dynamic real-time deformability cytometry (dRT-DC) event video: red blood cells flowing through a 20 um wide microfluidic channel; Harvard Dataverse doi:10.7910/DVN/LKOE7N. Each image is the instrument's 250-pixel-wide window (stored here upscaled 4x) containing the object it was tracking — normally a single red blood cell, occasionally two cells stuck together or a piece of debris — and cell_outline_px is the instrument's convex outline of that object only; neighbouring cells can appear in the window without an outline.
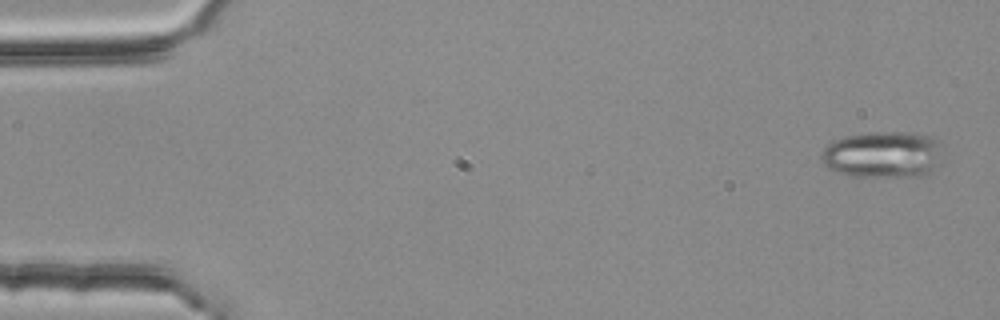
{"species": "common noctule bat (a hibernating species)", "species_latin": "Nyctalus noctula", "temperature_condition": "room temperature", "stored_images_in_passage": 4, "camera_frame_rate_fps": 3000, "um_per_image_px": 0.085, "animal": {"sex": "female", "body_mass_g": 25.1}, "frame": {"image": 1, "passage_image": 1, "time_ms": 0.0, "image_size_px": [1000, 320], "cell_outline_px": [[940, 140], [936, 164], [932, 172], [928, 176], [848, 176], [836, 172], [828, 168], [820, 160], [820, 152], [832, 140], [844, 136], [876, 132], [900, 132], [936, 136]], "centroid_in_image_um": [74.99, 13.14], "position_along_channel_um": 10.0, "area_um2": 33.06}}